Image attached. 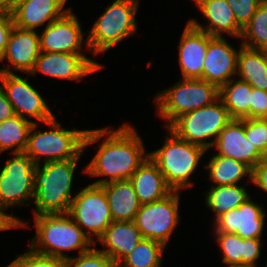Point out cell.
I'll return each mask as SVG.
<instances>
[{
    "label": "cell",
    "instance_id": "obj_1",
    "mask_svg": "<svg viewBox=\"0 0 267 267\" xmlns=\"http://www.w3.org/2000/svg\"><path fill=\"white\" fill-rule=\"evenodd\" d=\"M107 128L88 129L84 139L85 149L105 137L97 146V153L83 170L91 177L109 176V179L99 178L92 182L96 185L130 179L149 156L140 135L129 123H123L116 130Z\"/></svg>",
    "mask_w": 267,
    "mask_h": 267
},
{
    "label": "cell",
    "instance_id": "obj_2",
    "mask_svg": "<svg viewBox=\"0 0 267 267\" xmlns=\"http://www.w3.org/2000/svg\"><path fill=\"white\" fill-rule=\"evenodd\" d=\"M79 159L49 161L34 170V215L68 213L74 171Z\"/></svg>",
    "mask_w": 267,
    "mask_h": 267
},
{
    "label": "cell",
    "instance_id": "obj_3",
    "mask_svg": "<svg viewBox=\"0 0 267 267\" xmlns=\"http://www.w3.org/2000/svg\"><path fill=\"white\" fill-rule=\"evenodd\" d=\"M35 236L30 241L33 251L63 260L70 258L63 251L84 253L95 243L72 220L68 213L34 215Z\"/></svg>",
    "mask_w": 267,
    "mask_h": 267
},
{
    "label": "cell",
    "instance_id": "obj_4",
    "mask_svg": "<svg viewBox=\"0 0 267 267\" xmlns=\"http://www.w3.org/2000/svg\"><path fill=\"white\" fill-rule=\"evenodd\" d=\"M165 143L158 150L149 152V157L157 164L166 184L173 191H181L193 186L190 176L196 171L206 149L200 145L184 141L167 127Z\"/></svg>",
    "mask_w": 267,
    "mask_h": 267
},
{
    "label": "cell",
    "instance_id": "obj_5",
    "mask_svg": "<svg viewBox=\"0 0 267 267\" xmlns=\"http://www.w3.org/2000/svg\"><path fill=\"white\" fill-rule=\"evenodd\" d=\"M51 129L46 131L36 130L38 123H33L28 143L24 150L36 165L41 160L64 161L68 159H79L84 151V139L88 129L69 130L62 127L55 118L45 123Z\"/></svg>",
    "mask_w": 267,
    "mask_h": 267
},
{
    "label": "cell",
    "instance_id": "obj_6",
    "mask_svg": "<svg viewBox=\"0 0 267 267\" xmlns=\"http://www.w3.org/2000/svg\"><path fill=\"white\" fill-rule=\"evenodd\" d=\"M139 0H115L99 16L86 37L85 47L94 55L104 53L137 32Z\"/></svg>",
    "mask_w": 267,
    "mask_h": 267
},
{
    "label": "cell",
    "instance_id": "obj_7",
    "mask_svg": "<svg viewBox=\"0 0 267 267\" xmlns=\"http://www.w3.org/2000/svg\"><path fill=\"white\" fill-rule=\"evenodd\" d=\"M220 97L219 88L203 79L182 78L172 87L156 94V112L167 128L176 118L205 107Z\"/></svg>",
    "mask_w": 267,
    "mask_h": 267
},
{
    "label": "cell",
    "instance_id": "obj_8",
    "mask_svg": "<svg viewBox=\"0 0 267 267\" xmlns=\"http://www.w3.org/2000/svg\"><path fill=\"white\" fill-rule=\"evenodd\" d=\"M231 120L229 111L219 97L205 107L179 116L168 128L184 141L200 145L209 151L219 133Z\"/></svg>",
    "mask_w": 267,
    "mask_h": 267
},
{
    "label": "cell",
    "instance_id": "obj_9",
    "mask_svg": "<svg viewBox=\"0 0 267 267\" xmlns=\"http://www.w3.org/2000/svg\"><path fill=\"white\" fill-rule=\"evenodd\" d=\"M68 214L95 245L105 229L113 222L103 187L93 183L75 194Z\"/></svg>",
    "mask_w": 267,
    "mask_h": 267
},
{
    "label": "cell",
    "instance_id": "obj_10",
    "mask_svg": "<svg viewBox=\"0 0 267 267\" xmlns=\"http://www.w3.org/2000/svg\"><path fill=\"white\" fill-rule=\"evenodd\" d=\"M37 165L24 152L13 153L0 170V205H30L34 196V170ZM28 201V202H27Z\"/></svg>",
    "mask_w": 267,
    "mask_h": 267
},
{
    "label": "cell",
    "instance_id": "obj_11",
    "mask_svg": "<svg viewBox=\"0 0 267 267\" xmlns=\"http://www.w3.org/2000/svg\"><path fill=\"white\" fill-rule=\"evenodd\" d=\"M179 201L180 193L173 191L160 201L141 205L134 222L142 237L166 246L180 219Z\"/></svg>",
    "mask_w": 267,
    "mask_h": 267
},
{
    "label": "cell",
    "instance_id": "obj_12",
    "mask_svg": "<svg viewBox=\"0 0 267 267\" xmlns=\"http://www.w3.org/2000/svg\"><path fill=\"white\" fill-rule=\"evenodd\" d=\"M27 78L15 73L0 72V85L16 115L25 119L34 118L37 120L34 123L41 121L45 124L55 118V114Z\"/></svg>",
    "mask_w": 267,
    "mask_h": 267
},
{
    "label": "cell",
    "instance_id": "obj_13",
    "mask_svg": "<svg viewBox=\"0 0 267 267\" xmlns=\"http://www.w3.org/2000/svg\"><path fill=\"white\" fill-rule=\"evenodd\" d=\"M84 35L78 17L70 10L45 26L39 35L41 52L84 54Z\"/></svg>",
    "mask_w": 267,
    "mask_h": 267
},
{
    "label": "cell",
    "instance_id": "obj_14",
    "mask_svg": "<svg viewBox=\"0 0 267 267\" xmlns=\"http://www.w3.org/2000/svg\"><path fill=\"white\" fill-rule=\"evenodd\" d=\"M102 64L85 54L41 52L31 75L39 73L58 79L80 81L86 75L102 68Z\"/></svg>",
    "mask_w": 267,
    "mask_h": 267
},
{
    "label": "cell",
    "instance_id": "obj_15",
    "mask_svg": "<svg viewBox=\"0 0 267 267\" xmlns=\"http://www.w3.org/2000/svg\"><path fill=\"white\" fill-rule=\"evenodd\" d=\"M239 50L224 36H213L207 46L202 79L216 85L219 89L237 76Z\"/></svg>",
    "mask_w": 267,
    "mask_h": 267
},
{
    "label": "cell",
    "instance_id": "obj_16",
    "mask_svg": "<svg viewBox=\"0 0 267 267\" xmlns=\"http://www.w3.org/2000/svg\"><path fill=\"white\" fill-rule=\"evenodd\" d=\"M253 201L250 197L237 208L219 216L214 222V232L235 233L243 239L262 238L266 213Z\"/></svg>",
    "mask_w": 267,
    "mask_h": 267
},
{
    "label": "cell",
    "instance_id": "obj_17",
    "mask_svg": "<svg viewBox=\"0 0 267 267\" xmlns=\"http://www.w3.org/2000/svg\"><path fill=\"white\" fill-rule=\"evenodd\" d=\"M40 53L39 34L35 30H25L14 25L0 59V61L7 60L10 64H7L8 68H0V72L20 71L31 74ZM9 66L13 68V71Z\"/></svg>",
    "mask_w": 267,
    "mask_h": 267
},
{
    "label": "cell",
    "instance_id": "obj_18",
    "mask_svg": "<svg viewBox=\"0 0 267 267\" xmlns=\"http://www.w3.org/2000/svg\"><path fill=\"white\" fill-rule=\"evenodd\" d=\"M212 147L215 155L233 158L248 165L252 170L265 156L247 139L244 132V119L231 120L219 133Z\"/></svg>",
    "mask_w": 267,
    "mask_h": 267
},
{
    "label": "cell",
    "instance_id": "obj_19",
    "mask_svg": "<svg viewBox=\"0 0 267 267\" xmlns=\"http://www.w3.org/2000/svg\"><path fill=\"white\" fill-rule=\"evenodd\" d=\"M213 36L187 22L180 44L178 62L184 79H202L204 60L209 40Z\"/></svg>",
    "mask_w": 267,
    "mask_h": 267
},
{
    "label": "cell",
    "instance_id": "obj_20",
    "mask_svg": "<svg viewBox=\"0 0 267 267\" xmlns=\"http://www.w3.org/2000/svg\"><path fill=\"white\" fill-rule=\"evenodd\" d=\"M67 0H20L12 12L14 25L25 30H35L61 18L70 8L64 9Z\"/></svg>",
    "mask_w": 267,
    "mask_h": 267
},
{
    "label": "cell",
    "instance_id": "obj_21",
    "mask_svg": "<svg viewBox=\"0 0 267 267\" xmlns=\"http://www.w3.org/2000/svg\"><path fill=\"white\" fill-rule=\"evenodd\" d=\"M207 24L203 26L196 19H189V22L210 36H220L227 33L232 37L241 38L243 29L238 25L234 12L226 0H202L197 6Z\"/></svg>",
    "mask_w": 267,
    "mask_h": 267
},
{
    "label": "cell",
    "instance_id": "obj_22",
    "mask_svg": "<svg viewBox=\"0 0 267 267\" xmlns=\"http://www.w3.org/2000/svg\"><path fill=\"white\" fill-rule=\"evenodd\" d=\"M143 239L134 221H113L97 240L105 253L117 266Z\"/></svg>",
    "mask_w": 267,
    "mask_h": 267
},
{
    "label": "cell",
    "instance_id": "obj_23",
    "mask_svg": "<svg viewBox=\"0 0 267 267\" xmlns=\"http://www.w3.org/2000/svg\"><path fill=\"white\" fill-rule=\"evenodd\" d=\"M141 205L160 201L173 190L166 184L157 164L148 156L129 179Z\"/></svg>",
    "mask_w": 267,
    "mask_h": 267
},
{
    "label": "cell",
    "instance_id": "obj_24",
    "mask_svg": "<svg viewBox=\"0 0 267 267\" xmlns=\"http://www.w3.org/2000/svg\"><path fill=\"white\" fill-rule=\"evenodd\" d=\"M225 264H245L256 267L262 248L261 238L243 239L235 233L214 232Z\"/></svg>",
    "mask_w": 267,
    "mask_h": 267
},
{
    "label": "cell",
    "instance_id": "obj_25",
    "mask_svg": "<svg viewBox=\"0 0 267 267\" xmlns=\"http://www.w3.org/2000/svg\"><path fill=\"white\" fill-rule=\"evenodd\" d=\"M106 193L113 221H134L141 204L129 179L101 185Z\"/></svg>",
    "mask_w": 267,
    "mask_h": 267
},
{
    "label": "cell",
    "instance_id": "obj_26",
    "mask_svg": "<svg viewBox=\"0 0 267 267\" xmlns=\"http://www.w3.org/2000/svg\"><path fill=\"white\" fill-rule=\"evenodd\" d=\"M237 75L251 87L267 91V53L240 45Z\"/></svg>",
    "mask_w": 267,
    "mask_h": 267
},
{
    "label": "cell",
    "instance_id": "obj_27",
    "mask_svg": "<svg viewBox=\"0 0 267 267\" xmlns=\"http://www.w3.org/2000/svg\"><path fill=\"white\" fill-rule=\"evenodd\" d=\"M205 167L208 169L209 180L214 184L211 186L237 184L247 175L252 182L253 170L230 157L213 155Z\"/></svg>",
    "mask_w": 267,
    "mask_h": 267
},
{
    "label": "cell",
    "instance_id": "obj_28",
    "mask_svg": "<svg viewBox=\"0 0 267 267\" xmlns=\"http://www.w3.org/2000/svg\"><path fill=\"white\" fill-rule=\"evenodd\" d=\"M220 98L232 119L250 118L252 87L239 79H231L219 89Z\"/></svg>",
    "mask_w": 267,
    "mask_h": 267
},
{
    "label": "cell",
    "instance_id": "obj_29",
    "mask_svg": "<svg viewBox=\"0 0 267 267\" xmlns=\"http://www.w3.org/2000/svg\"><path fill=\"white\" fill-rule=\"evenodd\" d=\"M205 196L206 206L215 213L214 220L250 198L245 187L239 184L211 186Z\"/></svg>",
    "mask_w": 267,
    "mask_h": 267
},
{
    "label": "cell",
    "instance_id": "obj_30",
    "mask_svg": "<svg viewBox=\"0 0 267 267\" xmlns=\"http://www.w3.org/2000/svg\"><path fill=\"white\" fill-rule=\"evenodd\" d=\"M33 123L18 115L0 122V153L8 149L12 154L24 152Z\"/></svg>",
    "mask_w": 267,
    "mask_h": 267
},
{
    "label": "cell",
    "instance_id": "obj_31",
    "mask_svg": "<svg viewBox=\"0 0 267 267\" xmlns=\"http://www.w3.org/2000/svg\"><path fill=\"white\" fill-rule=\"evenodd\" d=\"M165 245L143 238L117 267H161Z\"/></svg>",
    "mask_w": 267,
    "mask_h": 267
},
{
    "label": "cell",
    "instance_id": "obj_32",
    "mask_svg": "<svg viewBox=\"0 0 267 267\" xmlns=\"http://www.w3.org/2000/svg\"><path fill=\"white\" fill-rule=\"evenodd\" d=\"M241 40L243 46L267 53V0L262 1L243 28Z\"/></svg>",
    "mask_w": 267,
    "mask_h": 267
},
{
    "label": "cell",
    "instance_id": "obj_33",
    "mask_svg": "<svg viewBox=\"0 0 267 267\" xmlns=\"http://www.w3.org/2000/svg\"><path fill=\"white\" fill-rule=\"evenodd\" d=\"M64 267H117L114 262L100 249L91 248L90 250L79 253L77 257L66 259Z\"/></svg>",
    "mask_w": 267,
    "mask_h": 267
},
{
    "label": "cell",
    "instance_id": "obj_34",
    "mask_svg": "<svg viewBox=\"0 0 267 267\" xmlns=\"http://www.w3.org/2000/svg\"><path fill=\"white\" fill-rule=\"evenodd\" d=\"M64 262L63 259L43 255L29 248L24 254L17 255L6 267H64Z\"/></svg>",
    "mask_w": 267,
    "mask_h": 267
},
{
    "label": "cell",
    "instance_id": "obj_35",
    "mask_svg": "<svg viewBox=\"0 0 267 267\" xmlns=\"http://www.w3.org/2000/svg\"><path fill=\"white\" fill-rule=\"evenodd\" d=\"M244 132L248 140L267 156V119H244Z\"/></svg>",
    "mask_w": 267,
    "mask_h": 267
},
{
    "label": "cell",
    "instance_id": "obj_36",
    "mask_svg": "<svg viewBox=\"0 0 267 267\" xmlns=\"http://www.w3.org/2000/svg\"><path fill=\"white\" fill-rule=\"evenodd\" d=\"M234 12L238 25L243 29L263 0H226Z\"/></svg>",
    "mask_w": 267,
    "mask_h": 267
},
{
    "label": "cell",
    "instance_id": "obj_37",
    "mask_svg": "<svg viewBox=\"0 0 267 267\" xmlns=\"http://www.w3.org/2000/svg\"><path fill=\"white\" fill-rule=\"evenodd\" d=\"M250 118L267 119V91L252 87Z\"/></svg>",
    "mask_w": 267,
    "mask_h": 267
},
{
    "label": "cell",
    "instance_id": "obj_38",
    "mask_svg": "<svg viewBox=\"0 0 267 267\" xmlns=\"http://www.w3.org/2000/svg\"><path fill=\"white\" fill-rule=\"evenodd\" d=\"M14 27V19L11 12L0 11V59L5 51L8 37Z\"/></svg>",
    "mask_w": 267,
    "mask_h": 267
},
{
    "label": "cell",
    "instance_id": "obj_39",
    "mask_svg": "<svg viewBox=\"0 0 267 267\" xmlns=\"http://www.w3.org/2000/svg\"><path fill=\"white\" fill-rule=\"evenodd\" d=\"M252 183L267 193V156L260 160L254 167Z\"/></svg>",
    "mask_w": 267,
    "mask_h": 267
},
{
    "label": "cell",
    "instance_id": "obj_40",
    "mask_svg": "<svg viewBox=\"0 0 267 267\" xmlns=\"http://www.w3.org/2000/svg\"><path fill=\"white\" fill-rule=\"evenodd\" d=\"M8 208L0 205V231L14 229V228H30L26 222H23L17 216H11L8 213H4Z\"/></svg>",
    "mask_w": 267,
    "mask_h": 267
},
{
    "label": "cell",
    "instance_id": "obj_41",
    "mask_svg": "<svg viewBox=\"0 0 267 267\" xmlns=\"http://www.w3.org/2000/svg\"><path fill=\"white\" fill-rule=\"evenodd\" d=\"M12 104L8 101L3 88L0 85V122L15 116Z\"/></svg>",
    "mask_w": 267,
    "mask_h": 267
},
{
    "label": "cell",
    "instance_id": "obj_42",
    "mask_svg": "<svg viewBox=\"0 0 267 267\" xmlns=\"http://www.w3.org/2000/svg\"><path fill=\"white\" fill-rule=\"evenodd\" d=\"M20 0H0V11H8V12H13Z\"/></svg>",
    "mask_w": 267,
    "mask_h": 267
},
{
    "label": "cell",
    "instance_id": "obj_43",
    "mask_svg": "<svg viewBox=\"0 0 267 267\" xmlns=\"http://www.w3.org/2000/svg\"><path fill=\"white\" fill-rule=\"evenodd\" d=\"M227 267H250L248 265L245 264H227Z\"/></svg>",
    "mask_w": 267,
    "mask_h": 267
},
{
    "label": "cell",
    "instance_id": "obj_44",
    "mask_svg": "<svg viewBox=\"0 0 267 267\" xmlns=\"http://www.w3.org/2000/svg\"><path fill=\"white\" fill-rule=\"evenodd\" d=\"M193 1L196 4V6H198L202 0H193Z\"/></svg>",
    "mask_w": 267,
    "mask_h": 267
}]
</instances>
